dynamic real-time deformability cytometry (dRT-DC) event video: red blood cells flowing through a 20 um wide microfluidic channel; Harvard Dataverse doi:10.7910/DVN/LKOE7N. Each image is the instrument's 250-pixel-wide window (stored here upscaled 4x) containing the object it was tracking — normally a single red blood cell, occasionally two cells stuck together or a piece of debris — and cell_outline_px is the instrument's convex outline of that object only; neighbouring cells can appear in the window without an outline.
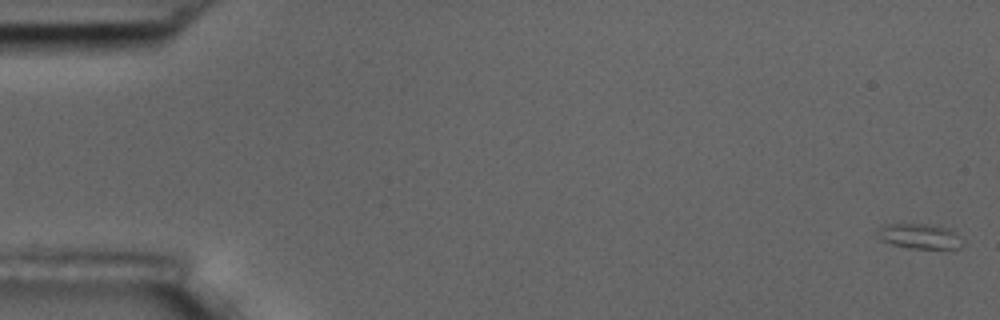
{"species": "common noctule bat (a hibernating species)", "species_latin": "Nyctalus noctula", "temperature_condition": "room temperature", "stored_images_in_passage": 7, "camera_frame_rate_fps": 3000, "um_per_image_px": 0.085, "animal": {"sex": "male", "body_mass_g": 17.5, "forearm_length_mm": 52.3}, "frame": {"image": 1, "passage_image": 1, "time_ms": 0.0, "image_size_px": [1000, 320], "cell_outline_px": [[964, 244], [960, 248], [908, 248], [892, 244], [880, 240], [880, 224], [904, 220], [932, 224], [948, 228], [964, 240]], "centroid_in_image_um": [78.14, 20.01], "position_along_channel_um": 6.9, "area_um2": 13.12}}